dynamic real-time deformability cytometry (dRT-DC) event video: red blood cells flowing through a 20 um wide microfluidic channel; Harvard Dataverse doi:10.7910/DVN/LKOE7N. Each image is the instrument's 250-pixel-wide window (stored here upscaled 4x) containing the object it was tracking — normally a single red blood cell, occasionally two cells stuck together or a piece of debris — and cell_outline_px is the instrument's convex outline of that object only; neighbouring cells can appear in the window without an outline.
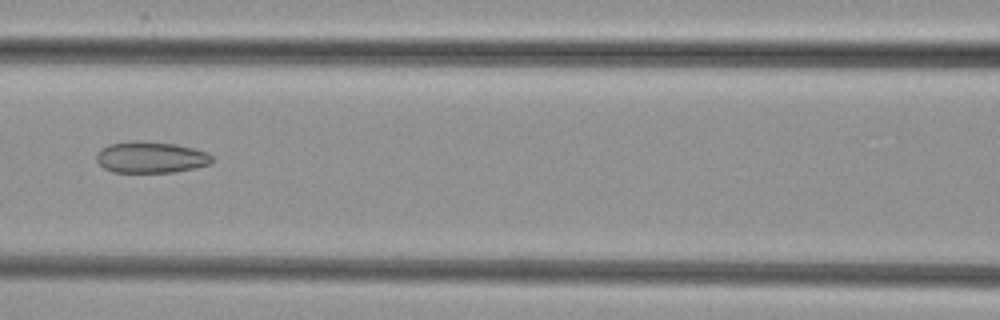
{"species": "common noctule bat (a hibernating species)", "species_latin": "Nyctalus noctula", "temperature_condition": "cold", "stored_images_in_passage": 7, "camera_frame_rate_fps": 3000, "um_per_image_px": 0.085, "animal": {"sex": "female", "body_mass_g": 29.2, "forearm_length_mm": 56.3}, "frame": {"image": 1, "passage_image": 7, "time_ms": 7.0, "image_size_px": [1000, 320], "cell_outline_px": [[212, 160], [208, 164], [196, 168], [172, 172], [112, 172], [104, 168], [96, 160], [96, 152], [100, 148], [108, 144], [128, 140], [140, 140], [176, 144], [208, 152], [212, 156]], "centroid_in_image_um": [12.77, 13.35], "position_along_channel_um": 153.8, "area_um2": 21.39}}